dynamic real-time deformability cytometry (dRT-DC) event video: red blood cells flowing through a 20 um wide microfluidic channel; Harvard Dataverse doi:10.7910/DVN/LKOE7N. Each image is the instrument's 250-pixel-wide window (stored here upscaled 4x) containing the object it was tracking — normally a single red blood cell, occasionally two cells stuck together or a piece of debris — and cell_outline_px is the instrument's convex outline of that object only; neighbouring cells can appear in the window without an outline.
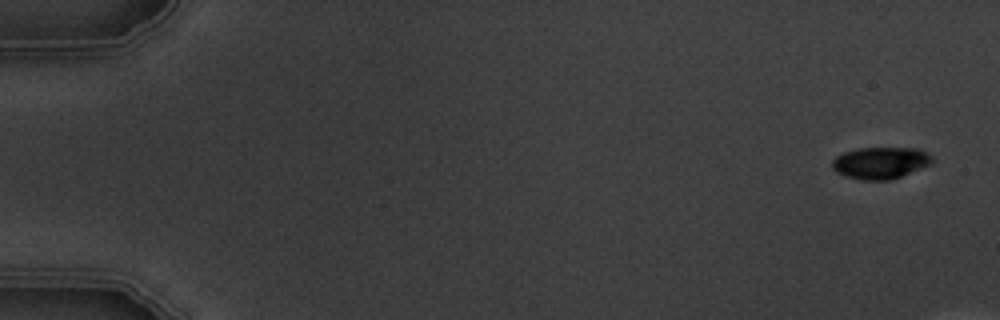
{"species": "common noctule bat (a hibernating species)", "species_latin": "Nyctalus noctula", "temperature_condition": "warm", "stored_images_in_passage": 5, "camera_frame_rate_fps": 3000, "um_per_image_px": 0.085, "animal": {"sex": "male", "body_mass_g": 19.5, "forearm_length_mm": 54.6}, "frame": {"image": 1, "passage_image": 1, "time_ms": 0.0, "image_size_px": [1000, 320], "cell_outline_px": [[932, 164], [900, 176], [888, 180], [864, 180], [844, 176], [836, 172], [832, 168], [832, 160], [836, 156], [844, 152], [860, 148], [920, 148], [932, 156]], "centroid_in_image_um": [74.83, 13.84], "position_along_channel_um": 10.2, "area_um2": 18.5}}